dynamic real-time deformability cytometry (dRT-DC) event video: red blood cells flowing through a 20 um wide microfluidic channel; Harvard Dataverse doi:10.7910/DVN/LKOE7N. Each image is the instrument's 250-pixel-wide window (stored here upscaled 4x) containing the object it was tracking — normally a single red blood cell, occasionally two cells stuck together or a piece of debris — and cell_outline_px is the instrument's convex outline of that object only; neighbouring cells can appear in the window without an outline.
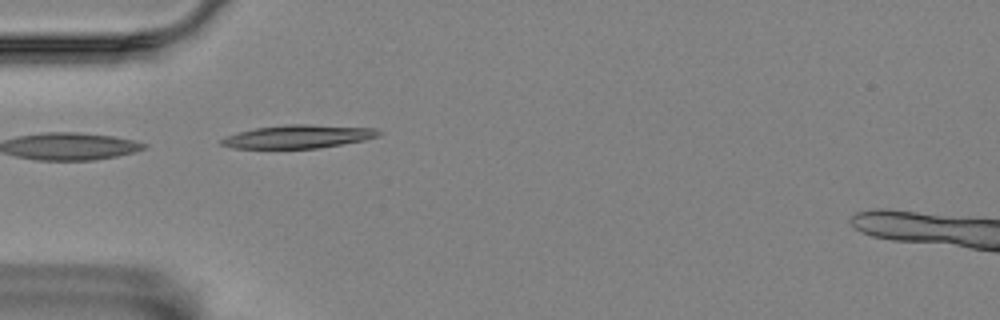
{"species": "Egyptian fruit bat (a non-hibernating species)", "species_latin": "Rousettus aegyptiacus", "temperature_condition": "room temperature", "stored_images_in_passage": 21, "camera_frame_rate_fps": 3000, "um_per_image_px": 0.085, "animal": {"sex": "female"}, "frame": {"image": 1, "passage_image": 1, "time_ms": 0.0, "image_size_px": [1000, 320], "cell_outline_px": [[380, 136], [364, 140], [316, 148], [232, 148], [220, 144], [220, 140], [236, 132], [256, 128], [288, 124], [308, 124], [376, 128], [380, 132]], "centroid_in_image_um": [25.34, 11.6], "position_along_channel_um": 59.7, "area_um2": 21.15}}
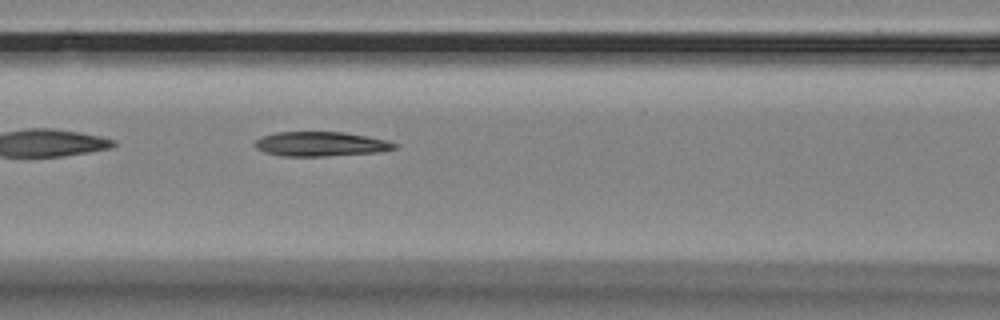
{"frame": {"image": 2, "passage_image": 8, "time_ms": 2.333, "image_size_px": [1000, 320], "cell_outline_px": [[396, 148], [380, 152], [324, 156], [280, 156], [264, 152], [256, 148], [256, 140], [260, 136], [276, 132], [344, 132], [388, 140], [396, 144]], "centroid_in_image_um": [27.25, 12.24], "position_along_channel_um": 139.4, "area_um2": 19.94}}
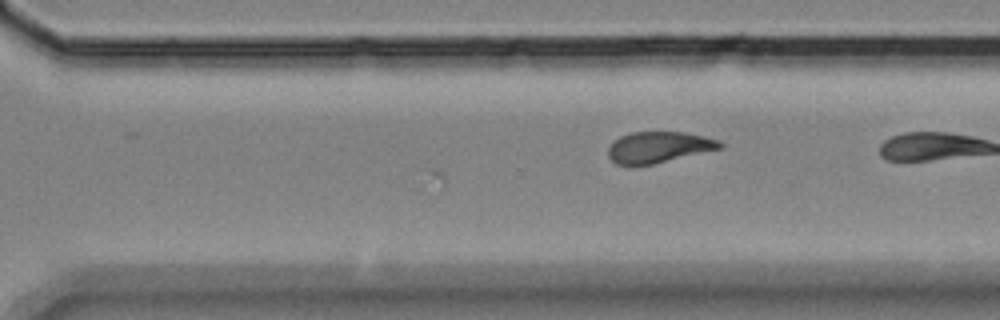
{"frame": {"image": 3, "passage_image": 21, "time_ms": 6.667, "image_size_px": [1000, 320], "cell_outline_px": [[724, 148], [652, 164], [616, 164], [608, 156], [608, 148], [620, 136], [632, 132], [684, 132], [704, 136], [720, 140], [724, 144]], "centroid_in_image_um": [56.05, 12.5], "position_along_channel_um": 314.6, "area_um2": 20.11}}